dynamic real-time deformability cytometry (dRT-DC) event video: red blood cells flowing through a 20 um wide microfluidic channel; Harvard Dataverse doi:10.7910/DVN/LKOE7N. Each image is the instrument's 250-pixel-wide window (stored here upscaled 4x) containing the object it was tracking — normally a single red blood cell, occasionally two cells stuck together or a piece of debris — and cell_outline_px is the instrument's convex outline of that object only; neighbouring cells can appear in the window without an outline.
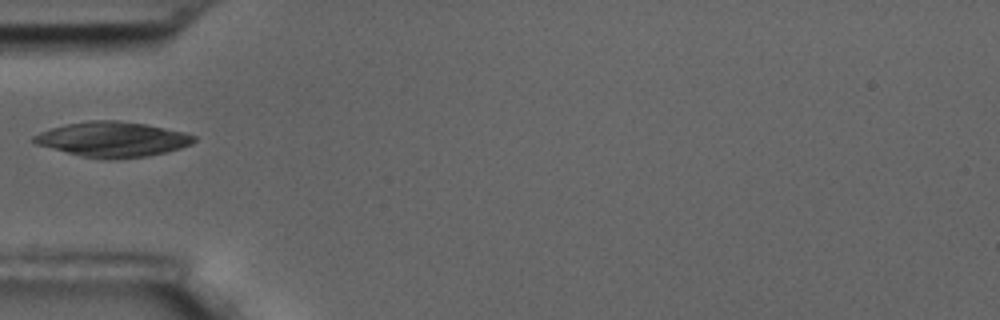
{"species": "common noctule bat (a hibernating species)", "species_latin": "Nyctalus noctula", "temperature_condition": "room temperature", "stored_images_in_passage": 23, "camera_frame_rate_fps": 3000, "um_per_image_px": 0.085, "animal": {"sex": "male", "body_mass_g": 17.5, "forearm_length_mm": 52.3}, "frame": {"image": 1, "passage_image": 1, "time_ms": 0.0, "image_size_px": [1000, 320], "cell_outline_px": [[196, 140], [192, 144], [168, 152], [148, 156], [112, 160], [100, 160], [80, 156], [36, 144], [32, 140], [32, 136], [40, 132], [64, 124], [88, 120], [120, 120], [148, 124], [184, 132], [196, 136]], "centroid_in_image_um": [9.58, 11.85], "position_along_channel_um": 75.4, "area_um2": 33.18}}